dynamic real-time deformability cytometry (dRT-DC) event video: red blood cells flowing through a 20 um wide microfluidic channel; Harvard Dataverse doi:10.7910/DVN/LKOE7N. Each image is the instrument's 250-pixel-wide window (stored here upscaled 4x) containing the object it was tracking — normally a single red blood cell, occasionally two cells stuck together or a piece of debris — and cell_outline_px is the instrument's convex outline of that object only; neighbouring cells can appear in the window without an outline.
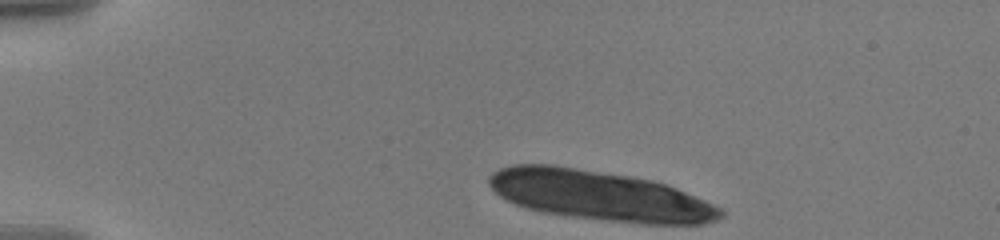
{"species": "human", "species_latin": "Homo sapiens", "temperature_condition": "warm", "stored_images_in_passage": 10, "camera_frame_rate_fps": 3000, "um_per_image_px": 0.085, "donor": {"sex": "male"}, "frame": {"image": 1, "passage_image": 1, "time_ms": 0.0, "image_size_px": [1000, 240], "cell_outline_px": [[724, 216], [716, 220], [704, 224], [640, 224], [604, 220], [540, 212], [524, 208], [500, 196], [488, 184], [488, 176], [492, 172], [500, 168], [512, 164], [552, 164], [628, 176], [652, 180], [676, 188], [704, 200], [720, 208], [724, 212]], "centroid_in_image_um": [50.94, 16.62], "position_along_channel_um": 34.1, "area_um2": 67.16}}